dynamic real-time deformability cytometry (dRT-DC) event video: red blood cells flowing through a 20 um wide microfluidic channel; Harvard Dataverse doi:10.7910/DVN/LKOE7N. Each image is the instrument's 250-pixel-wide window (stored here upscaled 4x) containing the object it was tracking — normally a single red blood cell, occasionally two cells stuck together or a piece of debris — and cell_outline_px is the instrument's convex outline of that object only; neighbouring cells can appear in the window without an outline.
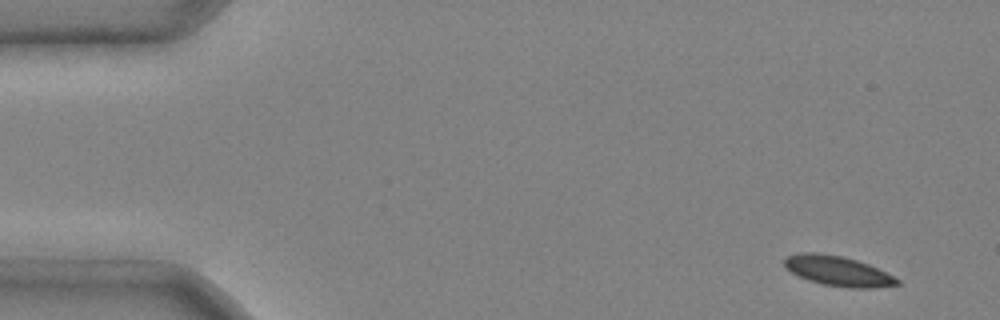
{"species": "common noctule bat (a hibernating species)", "species_latin": "Nyctalus noctula", "temperature_condition": "cold", "stored_images_in_passage": 4, "camera_frame_rate_fps": 3000, "um_per_image_px": 0.085, "animal": {"sex": "male", "body_mass_g": 20.4}, "frame": {"image": 1, "passage_image": 1, "time_ms": 0.0, "image_size_px": [1000, 320], "cell_outline_px": [[900, 284], [872, 288], [848, 288], [824, 284], [808, 280], [784, 268], [784, 260], [788, 256], [800, 252], [816, 252], [840, 256], [856, 260], [868, 264], [900, 280]], "centroid_in_image_um": [71.19, 23.03], "position_along_channel_um": 13.8, "area_um2": 19.42}}
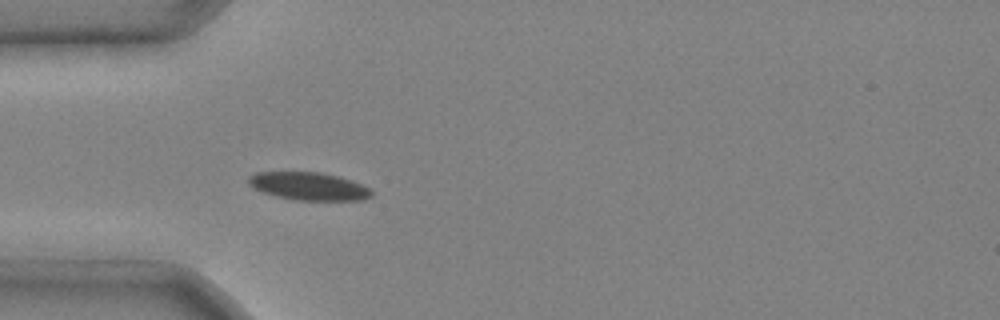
{"frame": {"image": 2, "passage_image": 4, "time_ms": 1.0, "image_size_px": [1000, 320], "cell_outline_px": [[372, 196], [360, 200], [292, 200], [276, 196], [252, 188], [248, 184], [248, 176], [256, 172], [320, 172], [352, 180], [368, 188], [372, 192]], "centroid_in_image_um": [26.19, 15.83], "position_along_channel_um": 58.8, "area_um2": 19.94}}